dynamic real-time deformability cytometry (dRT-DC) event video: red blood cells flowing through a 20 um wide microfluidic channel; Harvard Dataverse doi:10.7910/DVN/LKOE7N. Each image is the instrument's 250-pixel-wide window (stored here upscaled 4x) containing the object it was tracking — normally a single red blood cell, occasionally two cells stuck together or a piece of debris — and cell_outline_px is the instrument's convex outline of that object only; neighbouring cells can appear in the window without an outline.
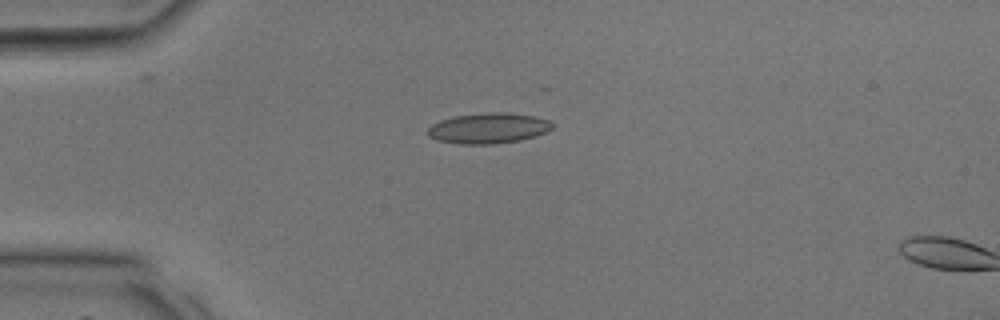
{"species": "common noctule bat (a hibernating species)", "species_latin": "Nyctalus noctula", "temperature_condition": "room temperature", "stored_images_in_passage": 3, "camera_frame_rate_fps": 3000, "um_per_image_px": 0.085, "animal": {"sex": "male", "body_mass_g": 17.9, "forearm_length_mm": 54.2}, "frame": {"image": 1, "passage_image": 1, "time_ms": 0.0, "image_size_px": [1000, 320], "cell_outline_px": [[556, 124], [552, 128], [536, 136], [520, 140], [492, 144], [460, 144], [436, 140], [428, 136], [424, 132], [432, 124], [440, 120], [456, 116], [488, 112], [508, 112], [532, 116], [548, 120]], "centroid_in_image_um": [41.48, 10.9], "position_along_channel_um": 43.5, "area_um2": 22.25}}